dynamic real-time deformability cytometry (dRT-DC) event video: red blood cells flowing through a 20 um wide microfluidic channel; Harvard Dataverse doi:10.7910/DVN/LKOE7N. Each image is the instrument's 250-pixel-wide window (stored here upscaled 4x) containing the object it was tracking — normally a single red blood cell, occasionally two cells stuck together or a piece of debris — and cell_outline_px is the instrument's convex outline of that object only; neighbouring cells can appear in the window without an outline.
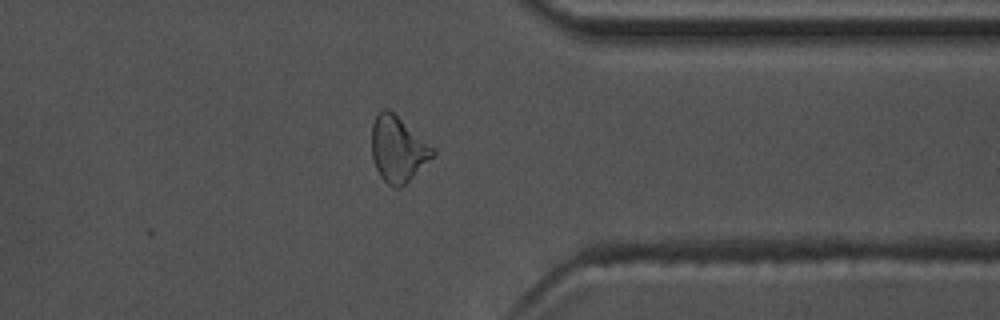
{"species": "common noctule bat (a hibernating species)", "species_latin": "Nyctalus noctula", "temperature_condition": "warm", "stored_images_in_passage": 43, "camera_frame_rate_fps": 3000, "um_per_image_px": 0.085, "animal": {"sex": "male", "body_mass_g": 17.5, "forearm_length_mm": 52.3}, "frame": {"image": 1, "passage_image": 31, "time_ms": 10.0, "image_size_px": [1000, 320], "cell_outline_px": [[436, 156], [400, 188], [396, 188], [388, 184], [380, 176], [376, 168], [372, 156], [372, 124], [376, 116], [384, 108], [388, 108], [436, 148]], "centroid_in_image_um": [33.86, 12.68], "position_along_channel_um": 377.5, "area_um2": 23.52}, "authors_computed_cell_mechanics": {"area_um2": 22.0218, "velocity_mm_per_s": 3.6639, "shape_relaxation_time_tau1_ms": 8.2255, "shape_relaxation_time_tau2_ms": 3.024, "deformation_change_tau1": 0.1996, "deformation_change_tau2": 0.0953}}